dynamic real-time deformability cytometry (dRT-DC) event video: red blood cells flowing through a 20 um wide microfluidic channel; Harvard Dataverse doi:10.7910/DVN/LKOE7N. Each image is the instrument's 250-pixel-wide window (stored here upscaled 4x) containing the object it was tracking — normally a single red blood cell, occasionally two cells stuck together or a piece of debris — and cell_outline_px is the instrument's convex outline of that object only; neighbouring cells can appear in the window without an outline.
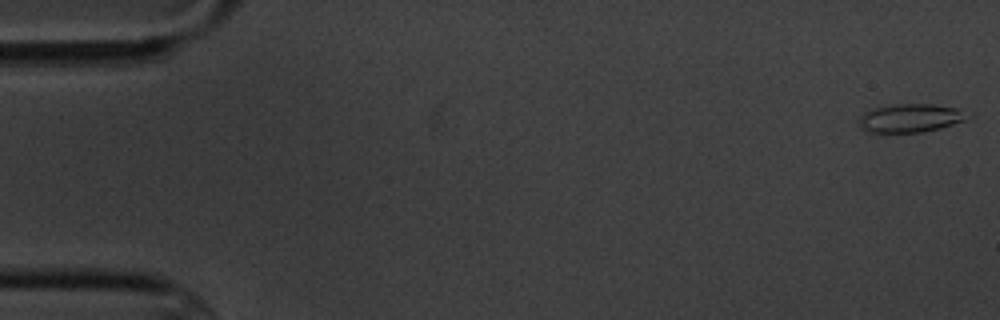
{"species": "common noctule bat (a hibernating species)", "species_latin": "Nyctalus noctula", "temperature_condition": "cold", "stored_images_in_passage": 9, "camera_frame_rate_fps": 3000, "um_per_image_px": 0.085, "animal": {"sex": "male", "body_mass_g": 20.1, "forearm_length_mm": 53.5}, "frame": {"image": 1, "passage_image": 1, "time_ms": 0.0, "image_size_px": [1000, 320], "cell_outline_px": [[972, 116], [964, 120], [940, 128], [924, 132], [868, 132], [860, 128], [860, 116], [864, 112], [876, 108], [896, 104], [932, 104], [956, 108], [972, 112]], "centroid_in_image_um": [77.44, 10.03], "position_along_channel_um": 7.6, "area_um2": 17.98}}
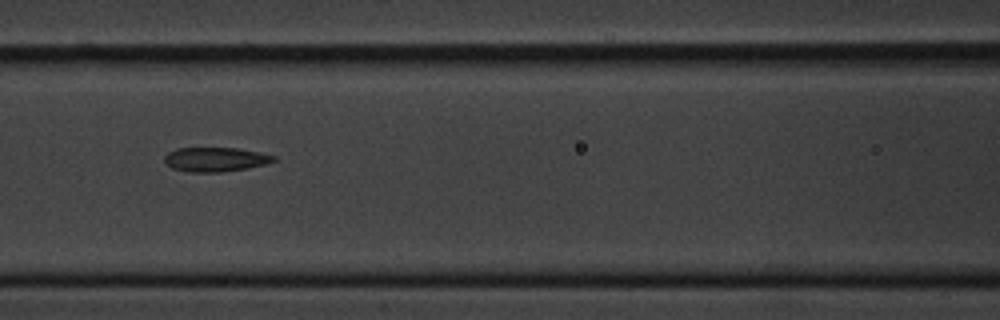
{"frame": {"image": 2, "passage_image": 7, "time_ms": 8.0, "image_size_px": [1000, 320], "cell_outline_px": [[276, 160], [264, 164], [248, 168], [220, 172], [188, 172], [172, 168], [164, 160], [164, 156], [168, 152], [176, 148], [236, 148], [260, 152], [276, 156]], "centroid_in_image_um": [18.3, 13.55], "position_along_channel_um": 148.3, "area_um2": 15.43}}
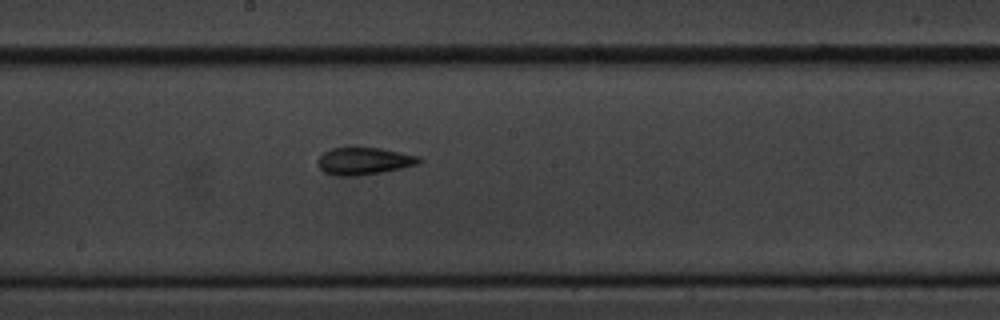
{"frame": {"image": 3, "passage_image": 9, "time_ms": 10.0, "image_size_px": [1000, 320], "cell_outline_px": [[424, 160], [420, 164], [380, 172], [356, 176], [336, 176], [324, 172], [316, 164], [316, 160], [324, 152], [332, 148], [352, 144], [380, 148], [420, 156]], "centroid_in_image_um": [30.91, 13.64], "position_along_channel_um": 217.3, "area_um2": 16.82}}